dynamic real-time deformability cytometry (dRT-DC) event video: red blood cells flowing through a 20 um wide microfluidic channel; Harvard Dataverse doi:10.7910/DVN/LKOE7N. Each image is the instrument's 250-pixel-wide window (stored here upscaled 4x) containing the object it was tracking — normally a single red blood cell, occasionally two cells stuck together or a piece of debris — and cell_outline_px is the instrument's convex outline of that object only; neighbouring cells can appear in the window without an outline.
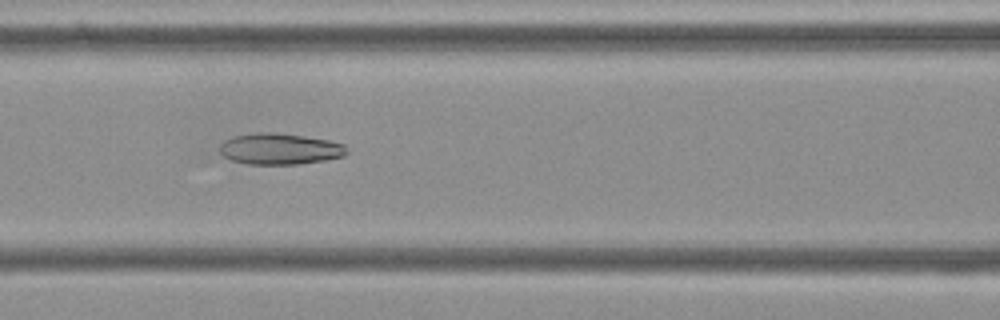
{"species": "Egyptian fruit bat (a non-hibernating species)", "species_latin": "Rousettus aegyptiacus", "temperature_condition": "cold", "stored_images_in_passage": 56, "camera_frame_rate_fps": 3000, "um_per_image_px": 0.085, "frame": {"image": 1, "passage_image": 24, "time_ms": 7.667, "image_size_px": [1000, 320], "cell_outline_px": [[348, 152], [344, 156], [324, 160], [296, 164], [248, 164], [232, 160], [224, 156], [220, 152], [220, 144], [224, 140], [232, 136], [260, 132], [272, 132], [328, 140], [344, 144]], "centroid_in_image_um": [23.76, 12.65], "position_along_channel_um": 142.8, "area_um2": 22.89}}
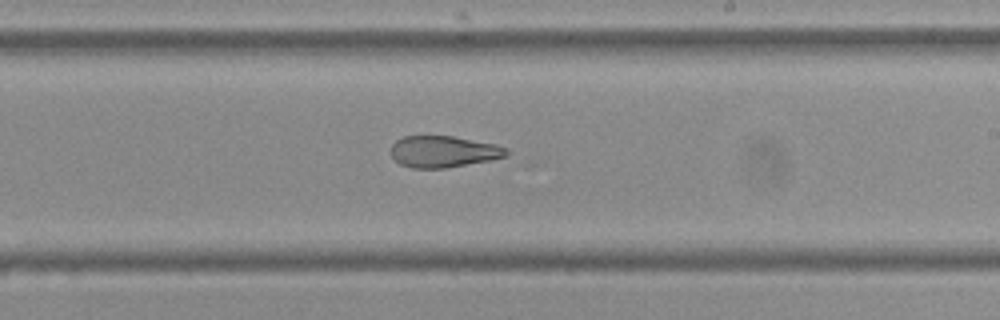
{"frame": {"image": 2, "passage_image": 33, "time_ms": 10.667, "image_size_px": [1000, 320], "cell_outline_px": [[512, 152], [508, 156], [492, 160], [444, 168], [412, 168], [400, 164], [392, 156], [392, 144], [396, 140], [404, 136], [452, 136], [496, 144], [508, 148]], "centroid_in_image_um": [37.76, 12.89], "position_along_channel_um": 251.2, "area_um2": 21.33}}
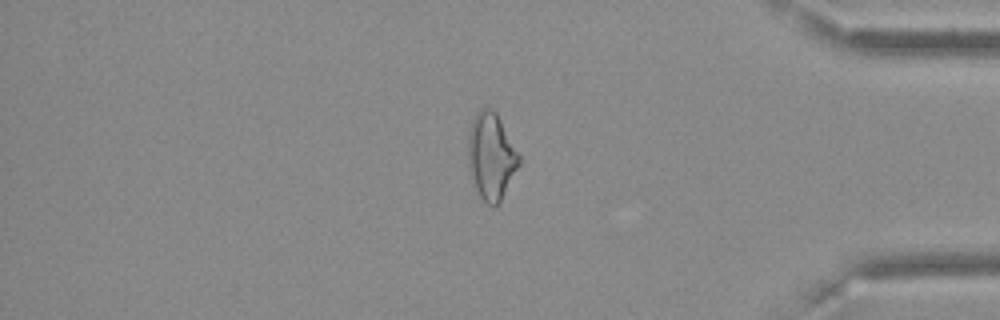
{"frame": {"image": 3, "passage_image": 47, "time_ms": 15.333, "image_size_px": [1000, 320], "cell_outline_px": [[520, 164], [500, 200], [496, 204], [488, 204], [480, 196], [476, 188], [468, 168], [468, 136], [472, 120], [476, 112], [480, 108], [488, 108], [496, 112], [520, 156]], "centroid_in_image_um": [41.73, 13.24], "position_along_channel_um": 393.5, "area_um2": 25.26}, "authors_computed_cell_mechanics": {"area_um2": 26.2701, "velocity_mm_per_s": 3.6255, "shape_relaxation_time_tau1_ms": null, "shape_relaxation_time_tau2_ms": 2.707, "deformation_change_tau1": null, "deformation_change_tau2": 0.0991}}